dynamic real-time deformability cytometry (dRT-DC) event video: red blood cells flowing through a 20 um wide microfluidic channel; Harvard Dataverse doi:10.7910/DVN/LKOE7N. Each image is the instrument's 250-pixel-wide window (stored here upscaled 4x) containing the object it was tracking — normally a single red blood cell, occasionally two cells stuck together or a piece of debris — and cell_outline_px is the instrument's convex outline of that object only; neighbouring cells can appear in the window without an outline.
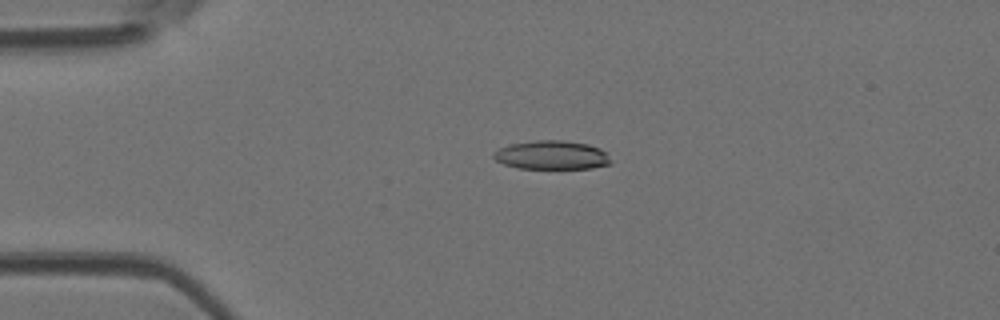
{"species": "Egyptian fruit bat (a non-hibernating species)", "species_latin": "Rousettus aegyptiacus", "temperature_condition": "room temperature", "stored_images_in_passage": 4, "camera_frame_rate_fps": 3000, "um_per_image_px": 0.085, "animal": {"sex": "female"}, "frame": {"image": 1, "passage_image": 3, "time_ms": 0.667, "image_size_px": [1000, 320], "cell_outline_px": [[612, 164], [592, 168], [516, 168], [504, 164], [496, 160], [492, 156], [500, 148], [508, 144], [536, 140], [564, 140], [588, 144], [600, 148], [604, 152]], "centroid_in_image_um": [46.89, 13.18], "position_along_channel_um": 38.1, "area_um2": 19.54}}